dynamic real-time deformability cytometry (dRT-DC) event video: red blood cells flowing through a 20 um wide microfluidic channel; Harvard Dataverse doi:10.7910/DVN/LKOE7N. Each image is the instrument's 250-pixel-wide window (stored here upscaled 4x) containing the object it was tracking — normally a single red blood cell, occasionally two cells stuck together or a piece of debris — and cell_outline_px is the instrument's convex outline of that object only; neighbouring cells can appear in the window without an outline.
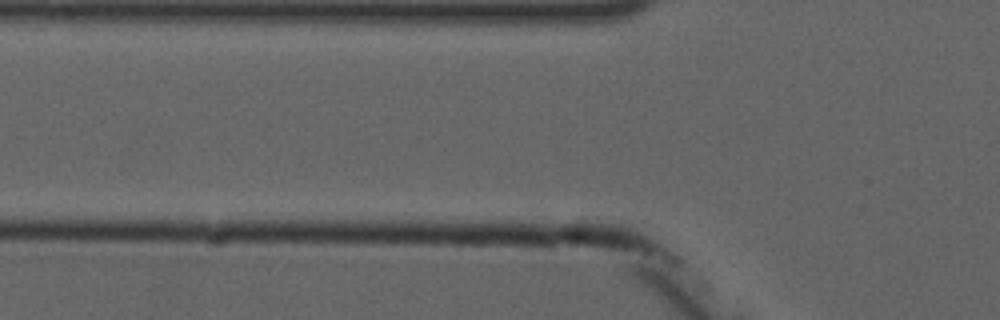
{"species": "common noctule bat (a hibernating species)", "species_latin": "Nyctalus noctula", "temperature_condition": "cold", "stored_images_in_passage": 2, "camera_frame_rate_fps": 3000, "um_per_image_px": 0.085, "animal": {"sex": "male", "forearm_length_mm": 52.5}, "frame": {"image": 1, "passage_image": 2, "time_ms": 1.667, "image_size_px": [1000, 320], "cell_outline_px": [[348, 228], [220, 232], [212, 232], [196, 228], [196, 224], [200, 220], [348, 220]], "centroid_in_image_um": [22.8, 19.14], "position_along_channel_um": 103.0, "area_um2": 11.04}}